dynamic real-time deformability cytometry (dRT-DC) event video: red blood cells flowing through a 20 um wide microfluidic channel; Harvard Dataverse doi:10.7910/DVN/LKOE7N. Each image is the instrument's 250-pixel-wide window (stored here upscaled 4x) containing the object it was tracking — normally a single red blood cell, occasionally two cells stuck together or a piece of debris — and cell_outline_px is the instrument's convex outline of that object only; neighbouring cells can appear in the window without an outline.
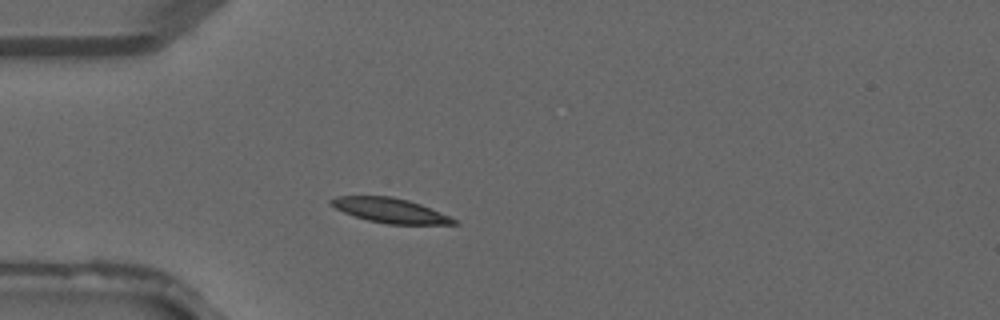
{"species": "common noctule bat (a hibernating species)", "species_latin": "Nyctalus noctula", "temperature_condition": "warm", "stored_images_in_passage": 37, "camera_frame_rate_fps": 3000, "um_per_image_px": 0.085, "animal": {"sex": "male", "forearm_length_mm": 52.5}, "frame": {"image": 1, "passage_image": 8, "time_ms": 2.333, "image_size_px": [1000, 320], "cell_outline_px": [[460, 224], [388, 224], [368, 220], [344, 212], [328, 204], [328, 200], [336, 196], [392, 196], [408, 200], [420, 204], [452, 216]], "centroid_in_image_um": [33.18, 17.88], "position_along_channel_um": 51.8, "area_um2": 17.69}}
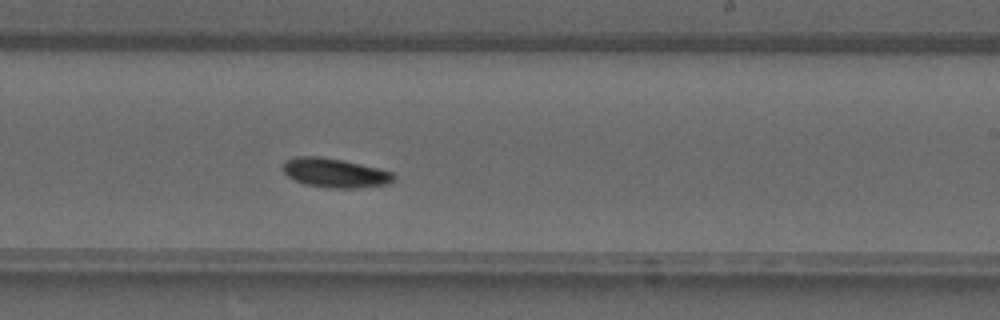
{"frame": {"image": 2, "passage_image": 21, "time_ms": 6.667, "image_size_px": [1000, 320], "cell_outline_px": [[396, 176], [388, 184], [356, 188], [328, 188], [304, 184], [292, 180], [284, 172], [284, 160], [296, 156], [320, 156], [344, 160], [392, 172]], "centroid_in_image_um": [28.43, 14.69], "position_along_channel_um": 260.6, "area_um2": 18.9}}
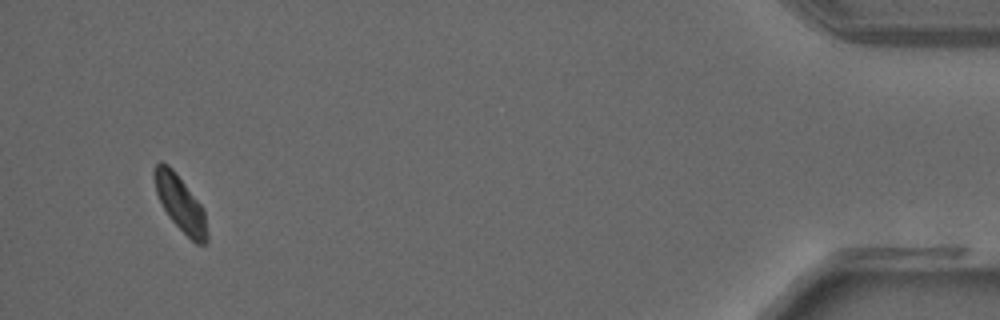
{"frame": {"image": 3, "passage_image": 35, "time_ms": 11.333, "image_size_px": [1000, 320], "cell_outline_px": [[208, 244], [196, 244], [168, 216], [156, 192], [152, 176], [152, 172], [156, 164], [160, 160], [168, 164], [172, 168], [204, 208], [208, 236]], "centroid_in_image_um": [15.32, 17.27], "position_along_channel_um": 419.9, "area_um2": 17.11}}